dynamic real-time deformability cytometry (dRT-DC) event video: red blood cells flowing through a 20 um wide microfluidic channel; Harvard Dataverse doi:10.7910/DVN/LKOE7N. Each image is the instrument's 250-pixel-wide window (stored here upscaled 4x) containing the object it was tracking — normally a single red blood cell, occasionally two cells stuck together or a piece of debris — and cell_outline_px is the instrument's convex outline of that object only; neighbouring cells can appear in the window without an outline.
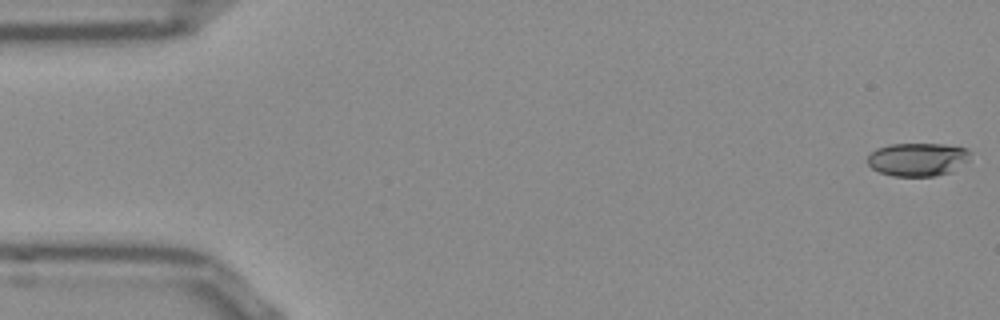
{"species": "Egyptian fruit bat (a non-hibernating species)", "species_latin": "Rousettus aegyptiacus", "temperature_condition": "room temperature", "stored_images_in_passage": 53, "camera_frame_rate_fps": 3000, "um_per_image_px": 0.085, "frame": {"image": 1, "passage_image": 1, "time_ms": 0.0, "image_size_px": [1000, 320], "cell_outline_px": [[972, 152], [968, 160], [952, 172], [936, 176], [892, 176], [880, 172], [872, 168], [868, 164], [868, 156], [876, 148], [888, 144], [944, 144], [968, 148]], "centroid_in_image_um": [78.03, 13.54], "position_along_channel_um": 7.0, "area_um2": 20.11}}
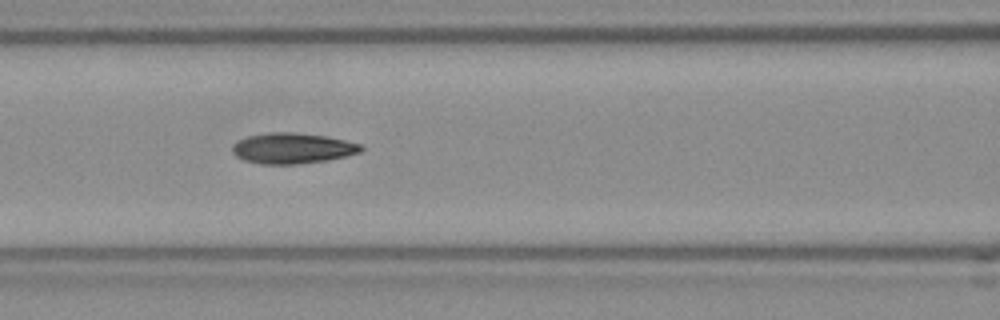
{"frame": {"image": 2, "passage_image": 22, "time_ms": 7.0, "image_size_px": [1000, 320], "cell_outline_px": [[364, 148], [360, 152], [328, 160], [296, 164], [260, 164], [244, 160], [236, 156], [232, 152], [232, 144], [248, 136], [268, 132], [292, 132], [328, 136], [360, 144]], "centroid_in_image_um": [24.84, 12.6], "position_along_channel_um": 141.8, "area_um2": 22.95}}
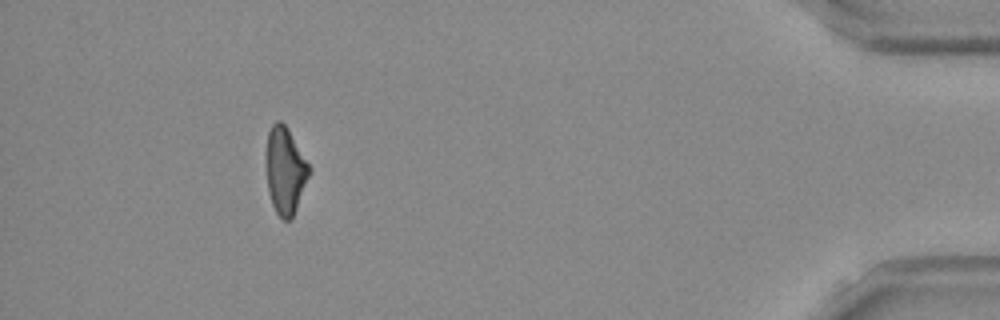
{"frame": {"image": 3, "passage_image": 48, "time_ms": 15.667, "image_size_px": [1000, 320], "cell_outline_px": [[308, 176], [292, 220], [284, 220], [276, 212], [272, 204], [268, 192], [264, 160], [264, 152], [268, 132], [272, 124], [276, 120], [280, 120], [288, 128], [308, 164]], "centroid_in_image_um": [24.17, 14.47], "position_along_channel_um": 411.0, "area_um2": 21.85}, "authors_computed_cell_mechanics": {"area_um2": 22.1374, "velocity_mm_per_s": 3.8524, "shape_relaxation_time_tau1_ms": 7.9882, "shape_relaxation_time_tau2_ms": 4.2927, "deformation_change_tau1": 0.193, "deformation_change_tau2": 0.1261}}